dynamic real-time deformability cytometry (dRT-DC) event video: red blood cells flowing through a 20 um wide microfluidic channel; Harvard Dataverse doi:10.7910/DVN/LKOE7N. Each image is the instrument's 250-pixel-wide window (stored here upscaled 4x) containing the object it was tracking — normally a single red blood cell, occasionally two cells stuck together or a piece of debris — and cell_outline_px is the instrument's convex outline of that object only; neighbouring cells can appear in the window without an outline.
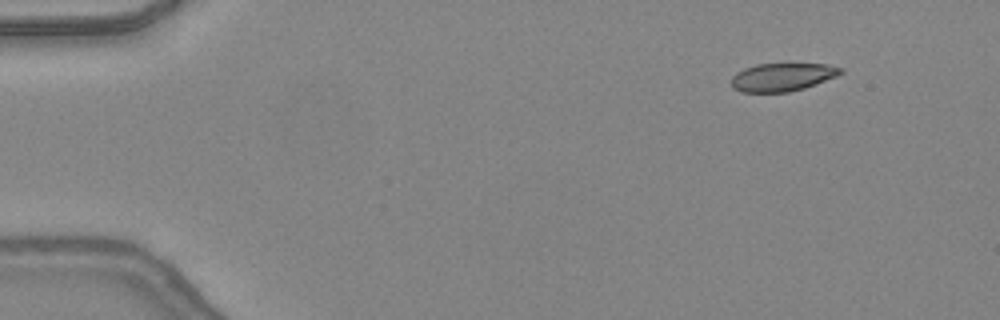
{"species": "common noctule bat (a hibernating species)", "species_latin": "Nyctalus noctula", "temperature_condition": "warm", "stored_images_in_passage": 13, "camera_frame_rate_fps": 3000, "um_per_image_px": 0.085, "animal": {"sex": "female", "body_mass_g": 24.6, "forearm_length_mm": 56.2}, "frame": {"image": 1, "passage_image": 2, "time_ms": 0.333, "image_size_px": [1000, 320], "cell_outline_px": [[844, 72], [836, 76], [816, 84], [804, 88], [788, 92], [740, 92], [732, 88], [732, 76], [736, 72], [744, 68], [756, 64], [828, 64], [844, 68]], "centroid_in_image_um": [66.5, 6.55], "position_along_channel_um": 18.5, "area_um2": 17.98}}